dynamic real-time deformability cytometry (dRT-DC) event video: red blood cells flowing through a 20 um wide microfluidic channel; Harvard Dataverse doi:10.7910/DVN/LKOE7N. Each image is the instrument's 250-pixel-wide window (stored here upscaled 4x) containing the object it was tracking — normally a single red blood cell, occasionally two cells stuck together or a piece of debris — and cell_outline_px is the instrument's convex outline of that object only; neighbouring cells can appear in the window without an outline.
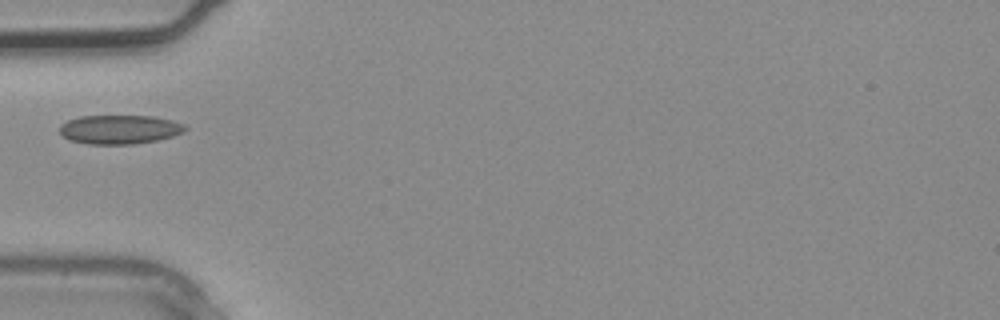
{"species": "common noctule bat (a hibernating species)", "species_latin": "Nyctalus noctula", "temperature_condition": "warm", "stored_images_in_passage": 3, "camera_frame_rate_fps": 3000, "um_per_image_px": 0.085, "animal": {"sex": "male", "body_mass_g": 20.4}, "frame": {"image": 1, "passage_image": 3, "time_ms": 0.667, "image_size_px": [1000, 320], "cell_outline_px": [[188, 128], [184, 132], [160, 140], [132, 144], [88, 144], [68, 140], [60, 132], [60, 124], [68, 120], [80, 116], [152, 116], [172, 120], [184, 124]], "centroid_in_image_um": [10.18, 11.0], "position_along_channel_um": 74.8, "area_um2": 21.33}}